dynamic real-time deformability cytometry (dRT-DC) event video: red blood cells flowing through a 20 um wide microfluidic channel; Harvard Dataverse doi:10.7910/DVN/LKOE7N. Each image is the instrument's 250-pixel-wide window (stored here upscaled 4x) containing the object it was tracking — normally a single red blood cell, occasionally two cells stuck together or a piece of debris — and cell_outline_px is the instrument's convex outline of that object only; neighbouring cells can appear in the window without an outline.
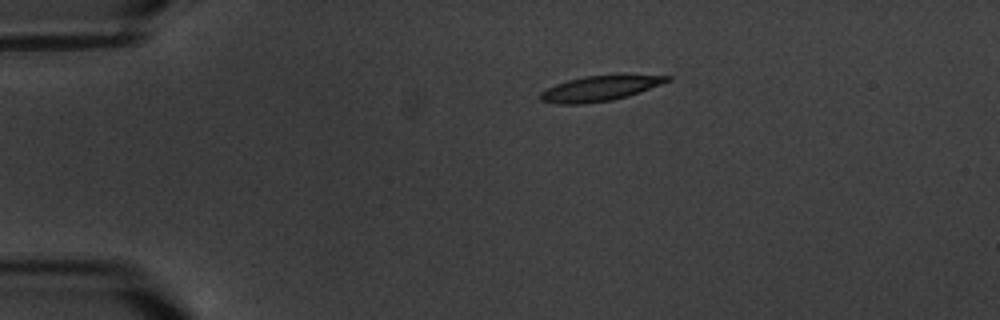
{"species": "common noctule bat (a hibernating species)", "species_latin": "Nyctalus noctula", "temperature_condition": "warm", "stored_images_in_passage": 7, "camera_frame_rate_fps": 3000, "um_per_image_px": 0.085, "animal": {"sex": "male", "body_mass_g": 20.1, "forearm_length_mm": 53.5}, "frame": {"image": 1, "passage_image": 1, "time_ms": 0.0, "image_size_px": [1000, 320], "cell_outline_px": [[672, 80], [628, 96], [612, 100], [580, 104], [560, 104], [540, 100], [540, 92], [556, 84], [568, 80], [584, 76], [620, 72], [672, 76]], "centroid_in_image_um": [51.09, 7.45], "position_along_channel_um": 33.9, "area_um2": 19.31}}
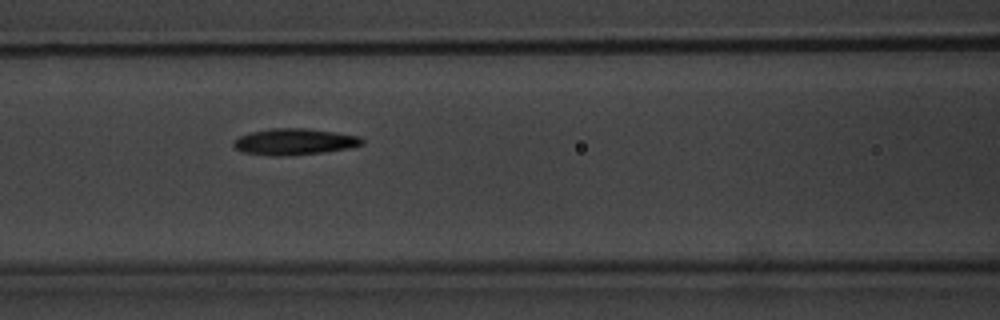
{"frame": {"image": 2, "passage_image": 5, "time_ms": 4.667, "image_size_px": [1000, 320], "cell_outline_px": [[364, 144], [352, 148], [324, 152], [284, 156], [272, 156], [244, 152], [236, 148], [232, 144], [232, 140], [248, 132], [272, 128], [308, 128], [360, 136], [364, 140]], "centroid_in_image_um": [25.03, 12.04], "position_along_channel_um": 141.6, "area_um2": 19.94}}
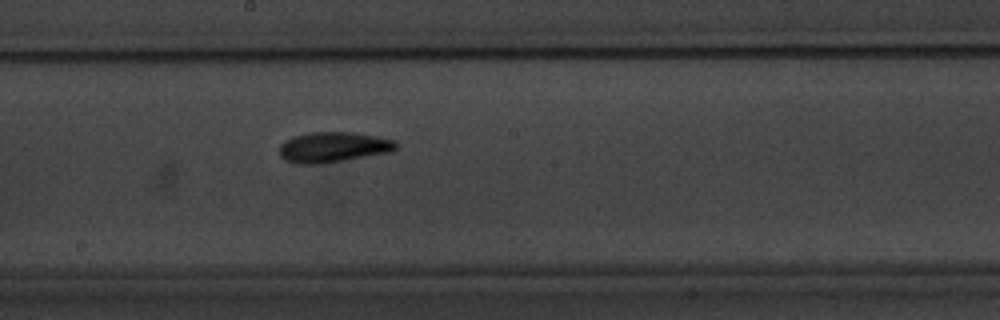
{"frame": {"image": 3, "passage_image": 7, "time_ms": 7.0, "image_size_px": [1000, 320], "cell_outline_px": [[400, 148], [392, 152], [324, 164], [296, 164], [284, 160], [280, 156], [280, 144], [284, 140], [292, 136], [308, 132], [352, 132], [376, 136], [396, 140], [400, 144]], "centroid_in_image_um": [28.36, 12.51], "position_along_channel_um": 219.8, "area_um2": 21.27}}